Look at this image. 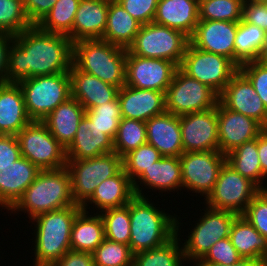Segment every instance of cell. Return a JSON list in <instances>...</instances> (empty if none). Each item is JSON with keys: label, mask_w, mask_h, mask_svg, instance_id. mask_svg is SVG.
Listing matches in <instances>:
<instances>
[{"label": "cell", "mask_w": 267, "mask_h": 266, "mask_svg": "<svg viewBox=\"0 0 267 266\" xmlns=\"http://www.w3.org/2000/svg\"><path fill=\"white\" fill-rule=\"evenodd\" d=\"M81 210L75 217L70 245L71 250L93 253L105 239L104 222L99 213Z\"/></svg>", "instance_id": "obj_31"}, {"label": "cell", "mask_w": 267, "mask_h": 266, "mask_svg": "<svg viewBox=\"0 0 267 266\" xmlns=\"http://www.w3.org/2000/svg\"><path fill=\"white\" fill-rule=\"evenodd\" d=\"M219 95L209 86L189 77L180 68L165 93L166 112L180 116L215 108Z\"/></svg>", "instance_id": "obj_12"}, {"label": "cell", "mask_w": 267, "mask_h": 266, "mask_svg": "<svg viewBox=\"0 0 267 266\" xmlns=\"http://www.w3.org/2000/svg\"><path fill=\"white\" fill-rule=\"evenodd\" d=\"M267 42L266 32L258 26L238 22L235 37V64L240 67L243 63L260 60Z\"/></svg>", "instance_id": "obj_36"}, {"label": "cell", "mask_w": 267, "mask_h": 266, "mask_svg": "<svg viewBox=\"0 0 267 266\" xmlns=\"http://www.w3.org/2000/svg\"><path fill=\"white\" fill-rule=\"evenodd\" d=\"M179 68L189 77L209 86L220 95L239 67L229 58L205 52L190 42Z\"/></svg>", "instance_id": "obj_11"}, {"label": "cell", "mask_w": 267, "mask_h": 266, "mask_svg": "<svg viewBox=\"0 0 267 266\" xmlns=\"http://www.w3.org/2000/svg\"><path fill=\"white\" fill-rule=\"evenodd\" d=\"M140 185L145 187L141 188ZM133 186L135 195L140 197H149L142 191L145 188L161 193L175 190L177 192L179 189L181 191L182 171L179 157L162 156L133 182Z\"/></svg>", "instance_id": "obj_21"}, {"label": "cell", "mask_w": 267, "mask_h": 266, "mask_svg": "<svg viewBox=\"0 0 267 266\" xmlns=\"http://www.w3.org/2000/svg\"><path fill=\"white\" fill-rule=\"evenodd\" d=\"M260 60L267 64V42H266V46H265V49L262 53Z\"/></svg>", "instance_id": "obj_56"}, {"label": "cell", "mask_w": 267, "mask_h": 266, "mask_svg": "<svg viewBox=\"0 0 267 266\" xmlns=\"http://www.w3.org/2000/svg\"><path fill=\"white\" fill-rule=\"evenodd\" d=\"M226 162L241 176L254 182L261 190H267V184H264V179L267 181V178L261 172L257 138L229 152L226 155Z\"/></svg>", "instance_id": "obj_35"}, {"label": "cell", "mask_w": 267, "mask_h": 266, "mask_svg": "<svg viewBox=\"0 0 267 266\" xmlns=\"http://www.w3.org/2000/svg\"><path fill=\"white\" fill-rule=\"evenodd\" d=\"M229 237L242 258L263 261L267 257V239L242 215H237L232 222Z\"/></svg>", "instance_id": "obj_33"}, {"label": "cell", "mask_w": 267, "mask_h": 266, "mask_svg": "<svg viewBox=\"0 0 267 266\" xmlns=\"http://www.w3.org/2000/svg\"><path fill=\"white\" fill-rule=\"evenodd\" d=\"M71 175V196L76 204L83 205L102 181L115 176L122 168V157L116 152L98 157L67 160Z\"/></svg>", "instance_id": "obj_8"}, {"label": "cell", "mask_w": 267, "mask_h": 266, "mask_svg": "<svg viewBox=\"0 0 267 266\" xmlns=\"http://www.w3.org/2000/svg\"><path fill=\"white\" fill-rule=\"evenodd\" d=\"M189 42L183 32L151 22L141 26L127 50L143 58L169 60L179 67Z\"/></svg>", "instance_id": "obj_7"}, {"label": "cell", "mask_w": 267, "mask_h": 266, "mask_svg": "<svg viewBox=\"0 0 267 266\" xmlns=\"http://www.w3.org/2000/svg\"><path fill=\"white\" fill-rule=\"evenodd\" d=\"M52 266H95V264L91 253L68 250Z\"/></svg>", "instance_id": "obj_52"}, {"label": "cell", "mask_w": 267, "mask_h": 266, "mask_svg": "<svg viewBox=\"0 0 267 266\" xmlns=\"http://www.w3.org/2000/svg\"><path fill=\"white\" fill-rule=\"evenodd\" d=\"M242 216L267 239V190H261Z\"/></svg>", "instance_id": "obj_46"}, {"label": "cell", "mask_w": 267, "mask_h": 266, "mask_svg": "<svg viewBox=\"0 0 267 266\" xmlns=\"http://www.w3.org/2000/svg\"><path fill=\"white\" fill-rule=\"evenodd\" d=\"M238 22L207 20L199 21L190 43L205 52L223 55L235 63V37Z\"/></svg>", "instance_id": "obj_19"}, {"label": "cell", "mask_w": 267, "mask_h": 266, "mask_svg": "<svg viewBox=\"0 0 267 266\" xmlns=\"http://www.w3.org/2000/svg\"><path fill=\"white\" fill-rule=\"evenodd\" d=\"M257 149L262 174L267 177V128L257 137Z\"/></svg>", "instance_id": "obj_54"}, {"label": "cell", "mask_w": 267, "mask_h": 266, "mask_svg": "<svg viewBox=\"0 0 267 266\" xmlns=\"http://www.w3.org/2000/svg\"><path fill=\"white\" fill-rule=\"evenodd\" d=\"M178 68L169 60L143 58L127 50L125 85L166 93Z\"/></svg>", "instance_id": "obj_15"}, {"label": "cell", "mask_w": 267, "mask_h": 266, "mask_svg": "<svg viewBox=\"0 0 267 266\" xmlns=\"http://www.w3.org/2000/svg\"><path fill=\"white\" fill-rule=\"evenodd\" d=\"M182 171V189L202 194L206 199L213 191L226 155L219 150L183 152L179 156Z\"/></svg>", "instance_id": "obj_14"}, {"label": "cell", "mask_w": 267, "mask_h": 266, "mask_svg": "<svg viewBox=\"0 0 267 266\" xmlns=\"http://www.w3.org/2000/svg\"><path fill=\"white\" fill-rule=\"evenodd\" d=\"M21 157L17 137L13 135H0V171Z\"/></svg>", "instance_id": "obj_50"}, {"label": "cell", "mask_w": 267, "mask_h": 266, "mask_svg": "<svg viewBox=\"0 0 267 266\" xmlns=\"http://www.w3.org/2000/svg\"><path fill=\"white\" fill-rule=\"evenodd\" d=\"M127 49L102 39L73 43L72 64L119 89L125 85Z\"/></svg>", "instance_id": "obj_5"}, {"label": "cell", "mask_w": 267, "mask_h": 266, "mask_svg": "<svg viewBox=\"0 0 267 266\" xmlns=\"http://www.w3.org/2000/svg\"><path fill=\"white\" fill-rule=\"evenodd\" d=\"M219 151L227 155L236 147L251 141L265 129L255 119L217 103Z\"/></svg>", "instance_id": "obj_17"}, {"label": "cell", "mask_w": 267, "mask_h": 266, "mask_svg": "<svg viewBox=\"0 0 267 266\" xmlns=\"http://www.w3.org/2000/svg\"><path fill=\"white\" fill-rule=\"evenodd\" d=\"M148 197L135 196L129 202L131 235L129 247L133 254L166 244L176 235L178 215L165 213Z\"/></svg>", "instance_id": "obj_3"}, {"label": "cell", "mask_w": 267, "mask_h": 266, "mask_svg": "<svg viewBox=\"0 0 267 266\" xmlns=\"http://www.w3.org/2000/svg\"><path fill=\"white\" fill-rule=\"evenodd\" d=\"M86 115V110L74 98L59 104L42 121L53 137L66 149L73 141L78 125Z\"/></svg>", "instance_id": "obj_30"}, {"label": "cell", "mask_w": 267, "mask_h": 266, "mask_svg": "<svg viewBox=\"0 0 267 266\" xmlns=\"http://www.w3.org/2000/svg\"><path fill=\"white\" fill-rule=\"evenodd\" d=\"M14 36L0 33V83L7 82L8 53Z\"/></svg>", "instance_id": "obj_53"}, {"label": "cell", "mask_w": 267, "mask_h": 266, "mask_svg": "<svg viewBox=\"0 0 267 266\" xmlns=\"http://www.w3.org/2000/svg\"><path fill=\"white\" fill-rule=\"evenodd\" d=\"M109 2L80 0L72 29V42L102 39L108 16Z\"/></svg>", "instance_id": "obj_29"}, {"label": "cell", "mask_w": 267, "mask_h": 266, "mask_svg": "<svg viewBox=\"0 0 267 266\" xmlns=\"http://www.w3.org/2000/svg\"><path fill=\"white\" fill-rule=\"evenodd\" d=\"M147 143L162 156L179 157L183 152L180 116L169 112L146 121Z\"/></svg>", "instance_id": "obj_23"}, {"label": "cell", "mask_w": 267, "mask_h": 266, "mask_svg": "<svg viewBox=\"0 0 267 266\" xmlns=\"http://www.w3.org/2000/svg\"><path fill=\"white\" fill-rule=\"evenodd\" d=\"M176 218V235L166 244L134 254L133 266H185L181 229L183 222ZM180 221V222H179ZM184 265H183V264Z\"/></svg>", "instance_id": "obj_34"}, {"label": "cell", "mask_w": 267, "mask_h": 266, "mask_svg": "<svg viewBox=\"0 0 267 266\" xmlns=\"http://www.w3.org/2000/svg\"><path fill=\"white\" fill-rule=\"evenodd\" d=\"M117 98L122 118L146 122L166 111L165 93L162 91L124 85L119 89Z\"/></svg>", "instance_id": "obj_20"}, {"label": "cell", "mask_w": 267, "mask_h": 266, "mask_svg": "<svg viewBox=\"0 0 267 266\" xmlns=\"http://www.w3.org/2000/svg\"><path fill=\"white\" fill-rule=\"evenodd\" d=\"M191 266H227L218 263H196ZM229 266H262V261H258L252 258H241L238 262Z\"/></svg>", "instance_id": "obj_55"}, {"label": "cell", "mask_w": 267, "mask_h": 266, "mask_svg": "<svg viewBox=\"0 0 267 266\" xmlns=\"http://www.w3.org/2000/svg\"><path fill=\"white\" fill-rule=\"evenodd\" d=\"M80 0H57L37 26L46 32L68 36L72 40L75 14Z\"/></svg>", "instance_id": "obj_37"}, {"label": "cell", "mask_w": 267, "mask_h": 266, "mask_svg": "<svg viewBox=\"0 0 267 266\" xmlns=\"http://www.w3.org/2000/svg\"><path fill=\"white\" fill-rule=\"evenodd\" d=\"M31 26L24 0H0V33L15 36Z\"/></svg>", "instance_id": "obj_41"}, {"label": "cell", "mask_w": 267, "mask_h": 266, "mask_svg": "<svg viewBox=\"0 0 267 266\" xmlns=\"http://www.w3.org/2000/svg\"><path fill=\"white\" fill-rule=\"evenodd\" d=\"M244 1L267 4V0H244Z\"/></svg>", "instance_id": "obj_57"}, {"label": "cell", "mask_w": 267, "mask_h": 266, "mask_svg": "<svg viewBox=\"0 0 267 266\" xmlns=\"http://www.w3.org/2000/svg\"><path fill=\"white\" fill-rule=\"evenodd\" d=\"M135 196L133 182L122 168L115 176L102 181L81 207L82 210L88 212V209L93 206L94 213L96 208H98L96 209L98 213L109 208L125 206Z\"/></svg>", "instance_id": "obj_27"}, {"label": "cell", "mask_w": 267, "mask_h": 266, "mask_svg": "<svg viewBox=\"0 0 267 266\" xmlns=\"http://www.w3.org/2000/svg\"><path fill=\"white\" fill-rule=\"evenodd\" d=\"M159 0H119L118 3L142 25L154 21Z\"/></svg>", "instance_id": "obj_48"}, {"label": "cell", "mask_w": 267, "mask_h": 266, "mask_svg": "<svg viewBox=\"0 0 267 266\" xmlns=\"http://www.w3.org/2000/svg\"><path fill=\"white\" fill-rule=\"evenodd\" d=\"M57 0H24L26 14L33 25H37L52 9Z\"/></svg>", "instance_id": "obj_51"}, {"label": "cell", "mask_w": 267, "mask_h": 266, "mask_svg": "<svg viewBox=\"0 0 267 266\" xmlns=\"http://www.w3.org/2000/svg\"><path fill=\"white\" fill-rule=\"evenodd\" d=\"M242 257L232 245L230 237L218 240L206 255L197 263H218L222 265H232Z\"/></svg>", "instance_id": "obj_47"}, {"label": "cell", "mask_w": 267, "mask_h": 266, "mask_svg": "<svg viewBox=\"0 0 267 266\" xmlns=\"http://www.w3.org/2000/svg\"><path fill=\"white\" fill-rule=\"evenodd\" d=\"M40 169L21 157L0 171V206L10 210L34 182Z\"/></svg>", "instance_id": "obj_22"}, {"label": "cell", "mask_w": 267, "mask_h": 266, "mask_svg": "<svg viewBox=\"0 0 267 266\" xmlns=\"http://www.w3.org/2000/svg\"><path fill=\"white\" fill-rule=\"evenodd\" d=\"M82 210L76 204L63 209L41 213L31 219L34 224L33 237L34 265H53L68 250H71L70 239L72 224ZM36 224V225H35Z\"/></svg>", "instance_id": "obj_2"}, {"label": "cell", "mask_w": 267, "mask_h": 266, "mask_svg": "<svg viewBox=\"0 0 267 266\" xmlns=\"http://www.w3.org/2000/svg\"><path fill=\"white\" fill-rule=\"evenodd\" d=\"M142 24L135 20L118 2H109L106 28L102 40L128 49Z\"/></svg>", "instance_id": "obj_32"}, {"label": "cell", "mask_w": 267, "mask_h": 266, "mask_svg": "<svg viewBox=\"0 0 267 266\" xmlns=\"http://www.w3.org/2000/svg\"><path fill=\"white\" fill-rule=\"evenodd\" d=\"M180 129L184 152L219 150L217 105L180 115Z\"/></svg>", "instance_id": "obj_16"}, {"label": "cell", "mask_w": 267, "mask_h": 266, "mask_svg": "<svg viewBox=\"0 0 267 266\" xmlns=\"http://www.w3.org/2000/svg\"><path fill=\"white\" fill-rule=\"evenodd\" d=\"M72 57L73 42L68 36L33 25L14 36L8 53L7 82L69 72Z\"/></svg>", "instance_id": "obj_1"}, {"label": "cell", "mask_w": 267, "mask_h": 266, "mask_svg": "<svg viewBox=\"0 0 267 266\" xmlns=\"http://www.w3.org/2000/svg\"><path fill=\"white\" fill-rule=\"evenodd\" d=\"M31 121L19 83H0V135L16 136Z\"/></svg>", "instance_id": "obj_26"}, {"label": "cell", "mask_w": 267, "mask_h": 266, "mask_svg": "<svg viewBox=\"0 0 267 266\" xmlns=\"http://www.w3.org/2000/svg\"><path fill=\"white\" fill-rule=\"evenodd\" d=\"M262 266H267V257L262 261Z\"/></svg>", "instance_id": "obj_58"}, {"label": "cell", "mask_w": 267, "mask_h": 266, "mask_svg": "<svg viewBox=\"0 0 267 266\" xmlns=\"http://www.w3.org/2000/svg\"><path fill=\"white\" fill-rule=\"evenodd\" d=\"M242 21L258 26L267 35V4L244 1Z\"/></svg>", "instance_id": "obj_49"}, {"label": "cell", "mask_w": 267, "mask_h": 266, "mask_svg": "<svg viewBox=\"0 0 267 266\" xmlns=\"http://www.w3.org/2000/svg\"><path fill=\"white\" fill-rule=\"evenodd\" d=\"M199 0H159L154 23L183 32L189 38L199 22Z\"/></svg>", "instance_id": "obj_28"}, {"label": "cell", "mask_w": 267, "mask_h": 266, "mask_svg": "<svg viewBox=\"0 0 267 266\" xmlns=\"http://www.w3.org/2000/svg\"><path fill=\"white\" fill-rule=\"evenodd\" d=\"M99 214L104 222L105 238L129 245L131 235L129 203L125 206L103 210Z\"/></svg>", "instance_id": "obj_39"}, {"label": "cell", "mask_w": 267, "mask_h": 266, "mask_svg": "<svg viewBox=\"0 0 267 266\" xmlns=\"http://www.w3.org/2000/svg\"><path fill=\"white\" fill-rule=\"evenodd\" d=\"M228 109L251 117L267 128V109L250 81L238 71L219 95Z\"/></svg>", "instance_id": "obj_18"}, {"label": "cell", "mask_w": 267, "mask_h": 266, "mask_svg": "<svg viewBox=\"0 0 267 266\" xmlns=\"http://www.w3.org/2000/svg\"><path fill=\"white\" fill-rule=\"evenodd\" d=\"M243 4L244 0H199V21L239 22L242 20Z\"/></svg>", "instance_id": "obj_40"}, {"label": "cell", "mask_w": 267, "mask_h": 266, "mask_svg": "<svg viewBox=\"0 0 267 266\" xmlns=\"http://www.w3.org/2000/svg\"><path fill=\"white\" fill-rule=\"evenodd\" d=\"M86 116L113 140L122 119L118 98L86 110Z\"/></svg>", "instance_id": "obj_44"}, {"label": "cell", "mask_w": 267, "mask_h": 266, "mask_svg": "<svg viewBox=\"0 0 267 266\" xmlns=\"http://www.w3.org/2000/svg\"><path fill=\"white\" fill-rule=\"evenodd\" d=\"M205 208V209H204ZM199 220L193 224L188 237L182 243L185 262L195 265L218 240L229 237L230 228L237 214L214 209L207 205ZM195 225V227H194ZM191 263H190V262Z\"/></svg>", "instance_id": "obj_9"}, {"label": "cell", "mask_w": 267, "mask_h": 266, "mask_svg": "<svg viewBox=\"0 0 267 266\" xmlns=\"http://www.w3.org/2000/svg\"><path fill=\"white\" fill-rule=\"evenodd\" d=\"M114 152L113 140L86 115L78 125L71 144L65 149L66 160H81Z\"/></svg>", "instance_id": "obj_24"}, {"label": "cell", "mask_w": 267, "mask_h": 266, "mask_svg": "<svg viewBox=\"0 0 267 266\" xmlns=\"http://www.w3.org/2000/svg\"><path fill=\"white\" fill-rule=\"evenodd\" d=\"M69 77L71 97L76 99L85 110L117 98L118 87L80 71L73 64L69 71Z\"/></svg>", "instance_id": "obj_25"}, {"label": "cell", "mask_w": 267, "mask_h": 266, "mask_svg": "<svg viewBox=\"0 0 267 266\" xmlns=\"http://www.w3.org/2000/svg\"><path fill=\"white\" fill-rule=\"evenodd\" d=\"M18 83L32 120L42 121L59 104L71 97L69 72L29 77Z\"/></svg>", "instance_id": "obj_6"}, {"label": "cell", "mask_w": 267, "mask_h": 266, "mask_svg": "<svg viewBox=\"0 0 267 266\" xmlns=\"http://www.w3.org/2000/svg\"><path fill=\"white\" fill-rule=\"evenodd\" d=\"M31 266H52V265H31Z\"/></svg>", "instance_id": "obj_60"}, {"label": "cell", "mask_w": 267, "mask_h": 266, "mask_svg": "<svg viewBox=\"0 0 267 266\" xmlns=\"http://www.w3.org/2000/svg\"><path fill=\"white\" fill-rule=\"evenodd\" d=\"M16 137L22 157L40 170L66 167L65 148L53 137L43 121L32 120Z\"/></svg>", "instance_id": "obj_10"}, {"label": "cell", "mask_w": 267, "mask_h": 266, "mask_svg": "<svg viewBox=\"0 0 267 266\" xmlns=\"http://www.w3.org/2000/svg\"><path fill=\"white\" fill-rule=\"evenodd\" d=\"M239 71L250 81L267 109V64L261 60L249 61Z\"/></svg>", "instance_id": "obj_45"}, {"label": "cell", "mask_w": 267, "mask_h": 266, "mask_svg": "<svg viewBox=\"0 0 267 266\" xmlns=\"http://www.w3.org/2000/svg\"><path fill=\"white\" fill-rule=\"evenodd\" d=\"M261 189L241 176L227 162L222 166L213 191L204 200L208 207L242 215Z\"/></svg>", "instance_id": "obj_13"}, {"label": "cell", "mask_w": 267, "mask_h": 266, "mask_svg": "<svg viewBox=\"0 0 267 266\" xmlns=\"http://www.w3.org/2000/svg\"><path fill=\"white\" fill-rule=\"evenodd\" d=\"M162 155L152 145H140L122 157L123 170L134 182L145 170H148Z\"/></svg>", "instance_id": "obj_43"}, {"label": "cell", "mask_w": 267, "mask_h": 266, "mask_svg": "<svg viewBox=\"0 0 267 266\" xmlns=\"http://www.w3.org/2000/svg\"><path fill=\"white\" fill-rule=\"evenodd\" d=\"M76 205L71 196V175L67 167L41 170L34 182L10 209L11 213L23 212L35 216Z\"/></svg>", "instance_id": "obj_4"}, {"label": "cell", "mask_w": 267, "mask_h": 266, "mask_svg": "<svg viewBox=\"0 0 267 266\" xmlns=\"http://www.w3.org/2000/svg\"><path fill=\"white\" fill-rule=\"evenodd\" d=\"M104 1H107V2H118L119 0H104Z\"/></svg>", "instance_id": "obj_59"}, {"label": "cell", "mask_w": 267, "mask_h": 266, "mask_svg": "<svg viewBox=\"0 0 267 266\" xmlns=\"http://www.w3.org/2000/svg\"><path fill=\"white\" fill-rule=\"evenodd\" d=\"M147 143L146 122L122 118L115 138L114 152L123 157L140 145Z\"/></svg>", "instance_id": "obj_38"}, {"label": "cell", "mask_w": 267, "mask_h": 266, "mask_svg": "<svg viewBox=\"0 0 267 266\" xmlns=\"http://www.w3.org/2000/svg\"><path fill=\"white\" fill-rule=\"evenodd\" d=\"M95 266H133L134 254L129 245L106 238L92 253Z\"/></svg>", "instance_id": "obj_42"}]
</instances>
